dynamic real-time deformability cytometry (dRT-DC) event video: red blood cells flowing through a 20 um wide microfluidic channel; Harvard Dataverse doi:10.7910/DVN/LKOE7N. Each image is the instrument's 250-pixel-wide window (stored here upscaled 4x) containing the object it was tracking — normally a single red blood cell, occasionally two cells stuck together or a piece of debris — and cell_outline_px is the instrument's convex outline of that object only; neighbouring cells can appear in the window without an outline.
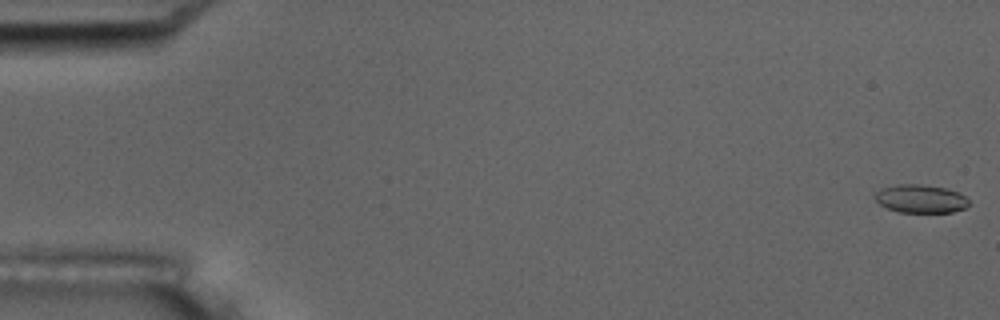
{"species": "common noctule bat (a hibernating species)", "species_latin": "Nyctalus noctula", "temperature_condition": "room temperature", "stored_images_in_passage": 6, "camera_frame_rate_fps": 3000, "um_per_image_px": 0.085, "animal": {"sex": "male", "body_mass_g": 17.5, "forearm_length_mm": 52.3}, "frame": {"image": 1, "passage_image": 1, "time_ms": 0.0, "image_size_px": [1000, 320], "cell_outline_px": [[968, 204], [964, 208], [952, 212], [896, 212], [880, 204], [876, 200], [876, 192], [880, 188], [900, 184], [920, 184], [944, 188], [956, 192], [964, 196], [968, 200]], "centroid_in_image_um": [78.22, 16.9], "position_along_channel_um": 6.8, "area_um2": 15.2}}
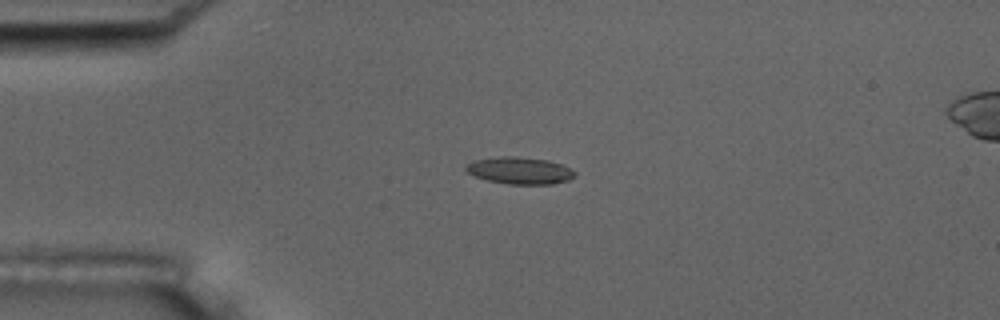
{"frame": {"image": 2, "passage_image": 4, "time_ms": 1.0, "image_size_px": [1000, 320], "cell_outline_px": [[576, 176], [568, 180], [552, 184], [508, 184], [488, 180], [476, 176], [468, 172], [464, 168], [472, 160], [500, 156], [516, 156], [548, 160], [560, 164], [576, 172]], "centroid_in_image_um": [44.18, 14.49], "position_along_channel_um": 40.8, "area_um2": 17.05}}